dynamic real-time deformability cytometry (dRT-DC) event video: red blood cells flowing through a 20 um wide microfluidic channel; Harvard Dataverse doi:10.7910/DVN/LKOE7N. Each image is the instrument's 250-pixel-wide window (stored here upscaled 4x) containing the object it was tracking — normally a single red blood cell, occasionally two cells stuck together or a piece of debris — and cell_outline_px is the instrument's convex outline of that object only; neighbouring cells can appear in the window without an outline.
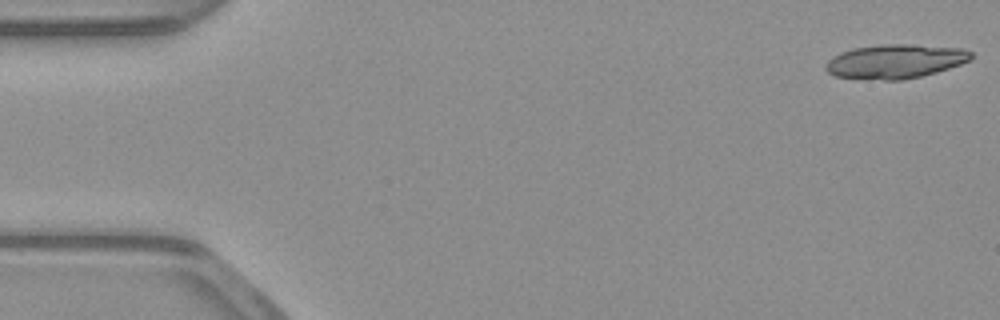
{"species": "common noctule bat (a hibernating species)", "species_latin": "Nyctalus noctula", "temperature_condition": "warm", "stored_images_in_passage": 17, "camera_frame_rate_fps": 3000, "um_per_image_px": 0.085, "animal": {"sex": "male", "body_mass_g": 23.1, "forearm_length_mm": 52.7}, "frame": {"image": 1, "passage_image": 1, "time_ms": 0.0, "image_size_px": [1000, 320], "cell_outline_px": [[972, 56], [968, 60], [960, 64], [936, 72], [920, 76], [900, 80], [884, 80], [836, 76], [828, 72], [824, 68], [828, 60], [832, 56], [840, 52], [852, 48], [884, 44], [908, 44], [964, 48], [972, 52]], "centroid_in_image_um": [76.08, 5.2], "position_along_channel_um": 8.9, "area_um2": 28.73}}